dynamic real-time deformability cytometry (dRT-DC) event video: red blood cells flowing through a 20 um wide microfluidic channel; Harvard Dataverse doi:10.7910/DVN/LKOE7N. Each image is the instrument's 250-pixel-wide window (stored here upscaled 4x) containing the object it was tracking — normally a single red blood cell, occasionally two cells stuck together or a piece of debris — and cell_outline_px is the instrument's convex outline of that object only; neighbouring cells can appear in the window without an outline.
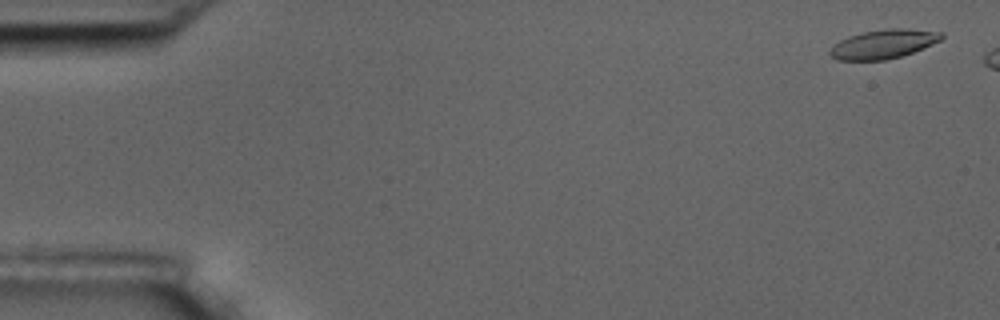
{"species": "common noctule bat (a hibernating species)", "species_latin": "Nyctalus noctula", "temperature_condition": "room temperature", "stored_images_in_passage": 3, "camera_frame_rate_fps": 3000, "um_per_image_px": 0.085, "animal": {"sex": "male", "body_mass_g": 17.5, "forearm_length_mm": 52.3}, "frame": {"image": 1, "passage_image": 1, "time_ms": 0.0, "image_size_px": [1000, 320], "cell_outline_px": [[944, 36], [940, 40], [932, 44], [912, 52], [900, 56], [884, 60], [836, 60], [828, 52], [840, 40], [848, 36], [864, 32], [888, 28], [908, 28], [944, 32]], "centroid_in_image_um": [75.11, 3.73], "position_along_channel_um": 9.9, "area_um2": 18.73}}